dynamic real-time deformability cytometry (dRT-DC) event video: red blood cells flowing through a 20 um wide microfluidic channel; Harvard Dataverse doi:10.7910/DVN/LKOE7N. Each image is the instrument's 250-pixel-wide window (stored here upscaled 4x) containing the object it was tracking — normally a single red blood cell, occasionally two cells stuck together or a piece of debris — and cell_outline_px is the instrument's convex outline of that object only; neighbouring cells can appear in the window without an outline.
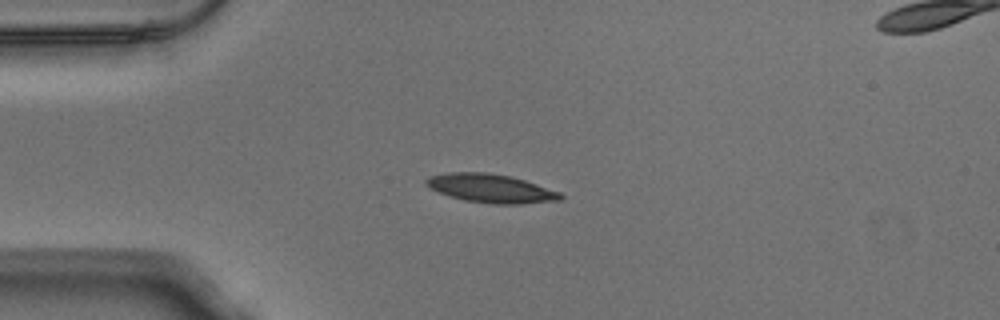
{"species": "Egyptian fruit bat (a non-hibernating species)", "species_latin": "Rousettus aegyptiacus", "temperature_condition": "warm", "stored_images_in_passage": 40, "camera_frame_rate_fps": 3000, "um_per_image_px": 0.085, "animal": {"sex": "male"}, "frame": {"image": 1, "passage_image": 1, "time_ms": 0.0, "image_size_px": [1000, 320], "cell_outline_px": [[564, 196], [560, 200], [520, 204], [488, 204], [464, 200], [440, 192], [424, 184], [424, 180], [428, 176], [448, 172], [488, 172], [508, 176], [524, 180], [560, 192]], "centroid_in_image_um": [41.71, 16.01], "position_along_channel_um": 43.3, "area_um2": 22.31}}
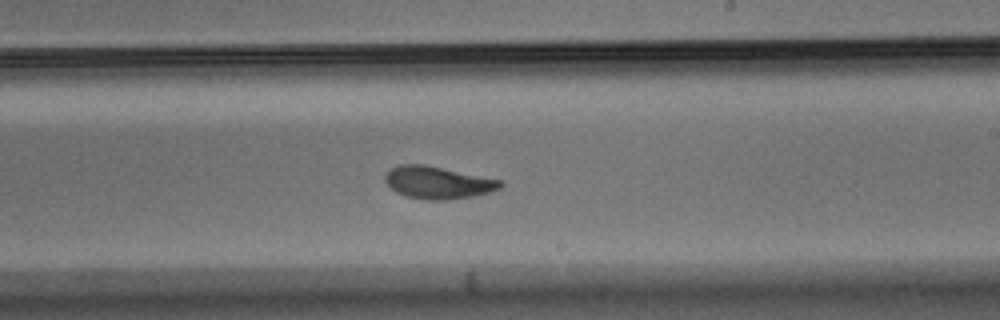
{"frame": {"image": 2, "passage_image": 19, "time_ms": 6.0, "image_size_px": [1000, 320], "cell_outline_px": [[504, 184], [500, 188], [476, 196], [448, 200], [424, 200], [404, 196], [396, 192], [384, 180], [384, 176], [392, 168], [400, 164], [424, 164], [504, 180]], "centroid_in_image_um": [37.25, 15.52], "position_along_channel_um": 251.8, "area_um2": 21.96}}
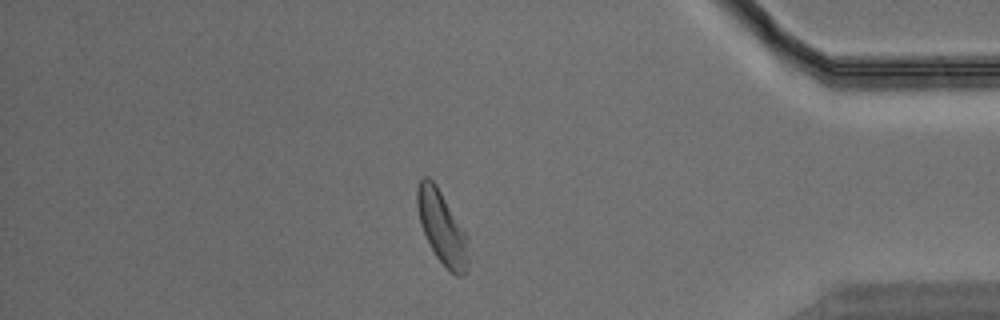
{"frame": {"image": 3, "passage_image": 33, "time_ms": 10.667, "image_size_px": [1000, 320], "cell_outline_px": [[468, 272], [464, 276], [456, 276], [436, 256], [420, 224], [416, 204], [416, 188], [420, 180], [424, 176], [428, 176], [436, 184], [468, 236]], "centroid_in_image_um": [37.58, 19.33], "position_along_channel_um": 397.6, "area_um2": 21.73}, "authors_computed_cell_mechanics": {"area_um2": 21.7906, "velocity_mm_per_s": 3.8234, "shape_relaxation_time_tau1_ms": 2.6006, "shape_relaxation_time_tau2_ms": 1.5686, "deformation_change_tau1": 0.1535, "deformation_change_tau2": 0.0862}}